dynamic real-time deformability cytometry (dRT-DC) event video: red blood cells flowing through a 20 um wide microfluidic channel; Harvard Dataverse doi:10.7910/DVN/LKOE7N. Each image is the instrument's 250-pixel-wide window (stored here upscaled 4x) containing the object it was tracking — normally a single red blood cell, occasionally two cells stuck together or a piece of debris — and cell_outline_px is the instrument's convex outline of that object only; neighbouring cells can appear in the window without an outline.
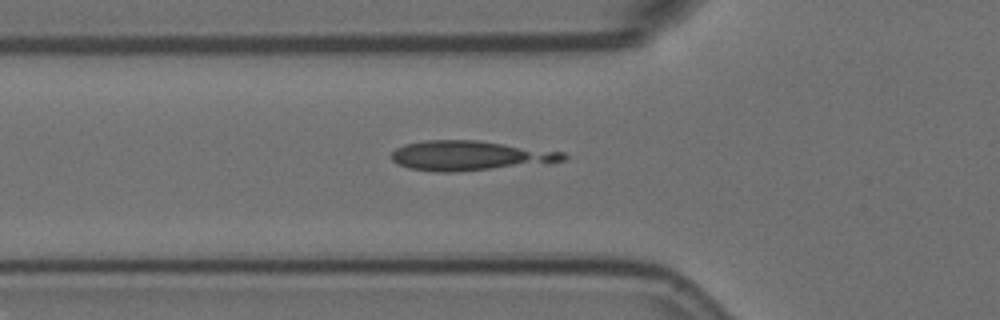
{"species": "Egyptian fruit bat (a non-hibernating species)", "species_latin": "Rousettus aegyptiacus", "temperature_condition": "room temperature", "stored_images_in_passage": 4, "camera_frame_rate_fps": 3000, "um_per_image_px": 0.085, "animal": {"sex": "female"}, "frame": {"image": 1, "passage_image": 3, "time_ms": 0.667, "image_size_px": [1000, 320], "cell_outline_px": [[568, 156], [564, 160], [552, 164], [452, 172], [436, 172], [408, 168], [396, 164], [392, 160], [392, 152], [396, 148], [404, 144], [424, 140], [476, 140], [564, 152]], "centroid_in_image_um": [39.97, 13.24], "position_along_channel_um": 85.8, "area_um2": 30.17}}